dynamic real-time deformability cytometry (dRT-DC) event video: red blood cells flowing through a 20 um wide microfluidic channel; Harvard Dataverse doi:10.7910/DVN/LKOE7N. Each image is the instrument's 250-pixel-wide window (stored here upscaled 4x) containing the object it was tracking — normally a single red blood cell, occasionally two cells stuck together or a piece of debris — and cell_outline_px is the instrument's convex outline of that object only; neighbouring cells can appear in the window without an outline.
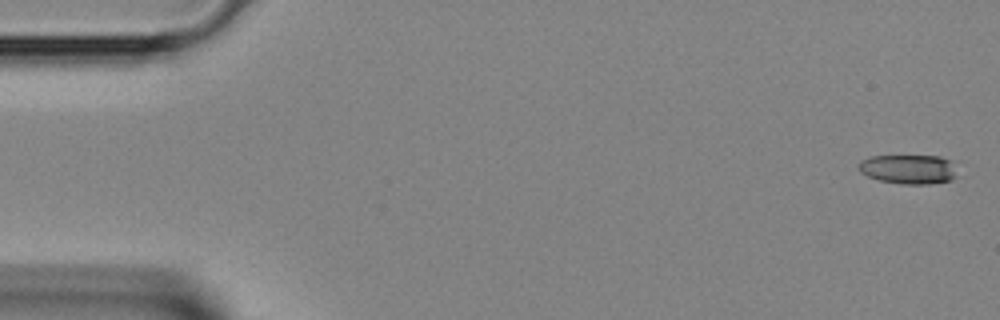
{"species": "Egyptian fruit bat (a non-hibernating species)", "species_latin": "Rousettus aegyptiacus", "temperature_condition": "room temperature", "stored_images_in_passage": 3, "camera_frame_rate_fps": 3000, "um_per_image_px": 0.085, "animal": {"sex": "female"}, "frame": {"image": 1, "passage_image": 1, "time_ms": 0.0, "image_size_px": [1000, 320], "cell_outline_px": [[956, 176], [952, 180], [928, 184], [900, 184], [880, 180], [868, 176], [860, 172], [860, 160], [872, 156], [940, 156], [948, 160]], "centroid_in_image_um": [77.19, 14.39], "position_along_channel_um": 7.8, "area_um2": 16.53}}